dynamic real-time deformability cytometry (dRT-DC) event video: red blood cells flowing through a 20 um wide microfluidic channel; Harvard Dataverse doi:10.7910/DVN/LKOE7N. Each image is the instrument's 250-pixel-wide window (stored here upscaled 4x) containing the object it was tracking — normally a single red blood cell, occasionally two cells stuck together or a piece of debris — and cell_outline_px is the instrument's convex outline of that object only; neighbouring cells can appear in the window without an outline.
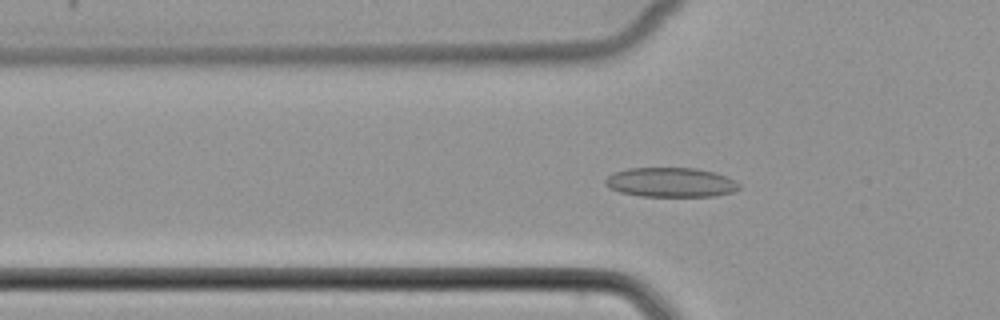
{"species": "common noctule bat (a hibernating species)", "species_latin": "Nyctalus noctula", "temperature_condition": "cold", "stored_images_in_passage": 53, "camera_frame_rate_fps": 3000, "um_per_image_px": 0.085, "animal": {"sex": "female", "body_mass_g": 22.7, "forearm_length_mm": 54.2}, "frame": {"image": 1, "passage_image": 18, "time_ms": 5.667, "image_size_px": [1000, 320], "cell_outline_px": [[740, 188], [736, 192], [716, 196], [640, 196], [620, 192], [608, 188], [604, 184], [604, 180], [612, 172], [628, 168], [696, 168], [712, 172], [736, 180], [740, 184]], "centroid_in_image_um": [57.0, 15.5], "position_along_channel_um": 68.8, "area_um2": 23.24}}
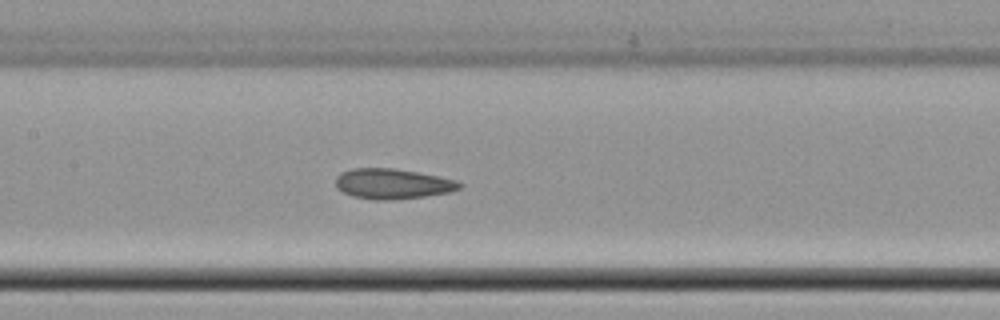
{"frame": {"image": 2, "passage_image": 26, "time_ms": 8.333, "image_size_px": [1000, 320], "cell_outline_px": [[464, 184], [460, 188], [448, 192], [424, 196], [392, 200], [376, 200], [352, 196], [336, 188], [336, 176], [340, 172], [352, 168], [392, 168], [416, 172], [456, 180]], "centroid_in_image_um": [33.33, 15.62], "position_along_channel_um": 174.1, "area_um2": 21.73}}
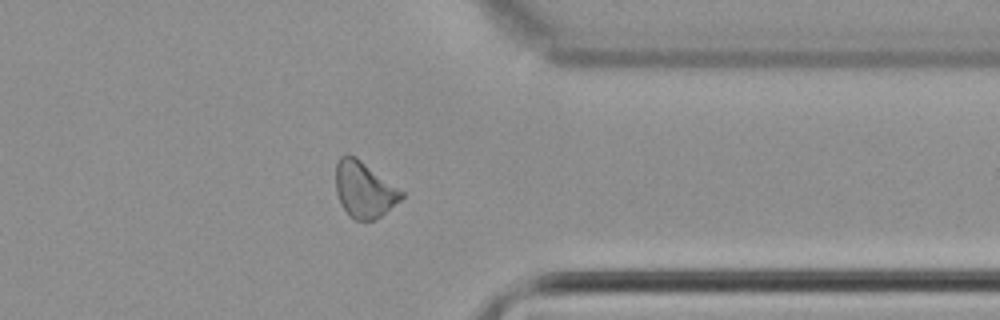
{"frame": {"image": 3, "passage_image": 42, "time_ms": 13.667, "image_size_px": [1000, 320], "cell_outline_px": [[404, 196], [400, 200], [380, 216], [372, 220], [356, 220], [348, 216], [336, 192], [336, 164], [340, 156], [344, 152], [348, 152], [356, 156], [404, 192]], "centroid_in_image_um": [30.93, 16.07], "position_along_channel_um": 380.5, "area_um2": 21.39}}